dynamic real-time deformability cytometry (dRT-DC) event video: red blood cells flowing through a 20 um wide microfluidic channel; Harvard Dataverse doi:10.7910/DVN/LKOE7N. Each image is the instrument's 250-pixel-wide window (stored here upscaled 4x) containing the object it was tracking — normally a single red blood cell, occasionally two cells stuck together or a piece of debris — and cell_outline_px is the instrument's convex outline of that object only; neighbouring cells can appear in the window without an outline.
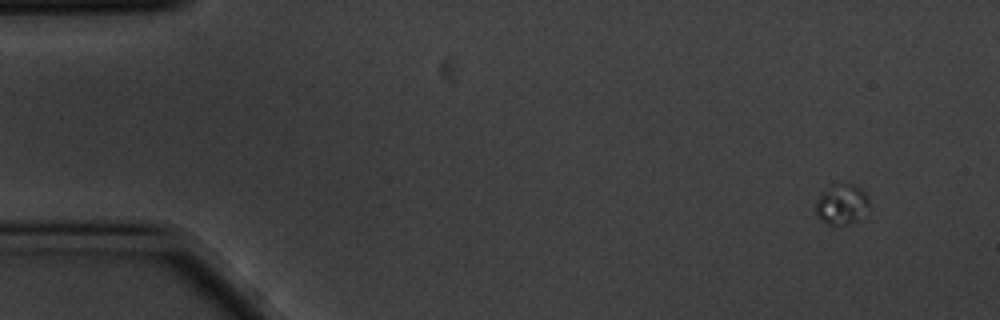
{"species": "common noctule bat (a hibernating species)", "species_latin": "Nyctalus noctula", "temperature_condition": "cold", "stored_images_in_passage": 5, "segment_of_instrument_passage": [2, 2], "camera_frame_rate_fps": 3000, "um_per_image_px": 0.085, "animal": {"sex": "male", "body_mass_g": 20.1, "forearm_length_mm": 53.5}, "frame": {"image": 1, "passage_image": 5, "time_ms": 1.333, "image_size_px": [1000, 320], "cell_outline_px": [[868, 204], [856, 220], [848, 224], [828, 224], [820, 220], [816, 216], [816, 200], [832, 184], [852, 184], [868, 192]], "centroid_in_image_um": [71.52, 17.34], "position_along_channel_um": 13.5, "area_um2": 12.2}}